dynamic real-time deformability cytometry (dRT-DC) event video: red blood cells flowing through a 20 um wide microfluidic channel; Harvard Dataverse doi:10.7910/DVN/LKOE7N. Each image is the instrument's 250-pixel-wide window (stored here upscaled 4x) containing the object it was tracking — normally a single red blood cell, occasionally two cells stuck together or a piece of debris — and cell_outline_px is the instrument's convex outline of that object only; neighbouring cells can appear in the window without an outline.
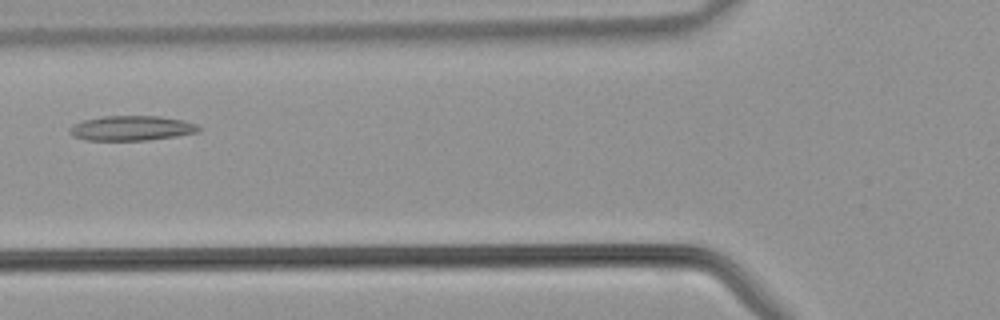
{"species": "common noctule bat (a hibernating species)", "species_latin": "Nyctalus noctula", "temperature_condition": "warm", "stored_images_in_passage": 11, "camera_frame_rate_fps": 3000, "um_per_image_px": 0.085, "animal": {"sex": "male", "body_mass_g": 21.5, "forearm_length_mm": 52.0}, "frame": {"image": 1, "passage_image": 4, "time_ms": 1.0, "image_size_px": [1000, 320], "cell_outline_px": [[200, 132], [176, 136], [148, 140], [84, 140], [72, 136], [68, 132], [68, 128], [84, 120], [104, 116], [160, 116], [184, 120], [196, 124], [200, 128]], "centroid_in_image_um": [11.19, 10.9], "position_along_channel_um": 114.6, "area_um2": 18.73}}